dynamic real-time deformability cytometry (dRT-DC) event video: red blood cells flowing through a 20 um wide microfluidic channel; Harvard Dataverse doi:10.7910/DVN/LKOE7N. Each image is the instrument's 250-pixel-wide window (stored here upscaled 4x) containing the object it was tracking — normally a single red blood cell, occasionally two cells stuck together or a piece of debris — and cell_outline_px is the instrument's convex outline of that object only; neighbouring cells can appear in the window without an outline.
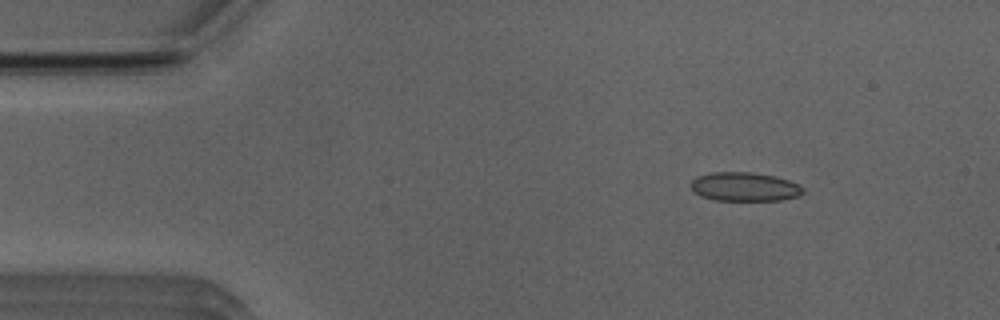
{"species": "Egyptian fruit bat (a non-hibernating species)", "species_latin": "Rousettus aegyptiacus", "temperature_condition": "room temperature", "stored_images_in_passage": 51, "camera_frame_rate_fps": 3000, "um_per_image_px": 0.085, "animal": {"sex": "male"}, "frame": {"image": 1, "passage_image": 6, "time_ms": 1.667, "image_size_px": [1000, 320], "cell_outline_px": [[804, 192], [800, 196], [780, 200], [716, 200], [700, 196], [688, 184], [696, 176], [712, 172], [752, 172], [776, 176], [788, 180], [804, 188]], "centroid_in_image_um": [63.28, 15.87], "position_along_channel_um": 21.7, "area_um2": 18.96}}
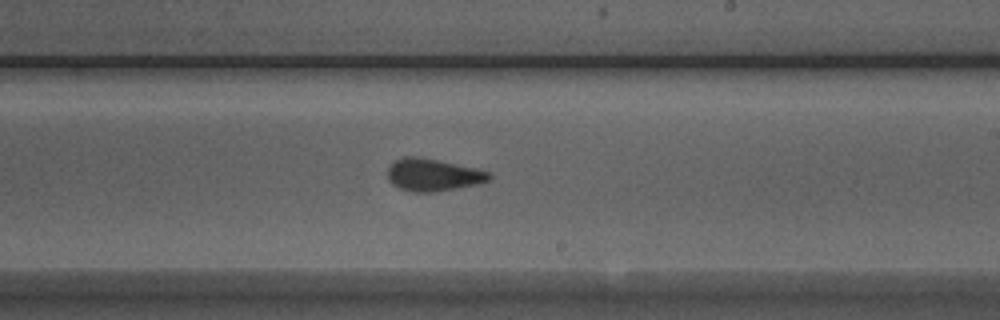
{"frame": {"image": 2, "passage_image": 29, "time_ms": 9.333, "image_size_px": [1000, 320], "cell_outline_px": [[492, 176], [488, 180], [476, 184], [432, 192], [408, 192], [392, 184], [388, 180], [388, 168], [392, 160], [404, 156], [412, 156], [436, 160], [476, 168], [488, 172]], "centroid_in_image_um": [36.73, 14.86], "position_along_channel_um": 252.3, "area_um2": 18.96}}
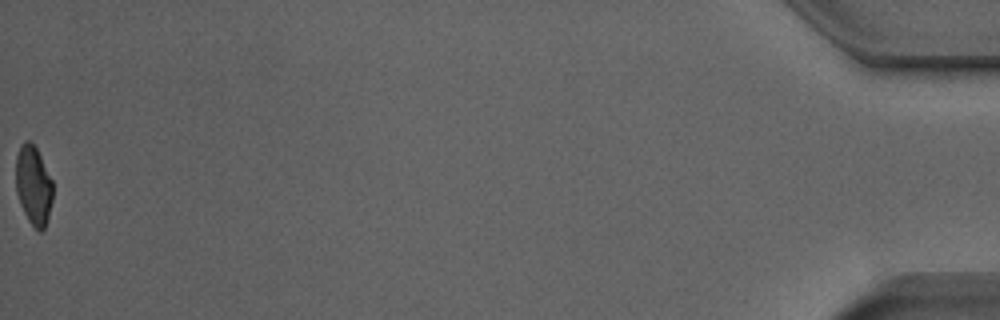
{"frame": {"image": 3, "passage_image": 51, "time_ms": 16.667, "image_size_px": [1000, 320], "cell_outline_px": [[52, 200], [48, 216], [44, 228], [40, 232], [28, 220], [20, 204], [16, 192], [16, 156], [20, 144], [24, 140], [28, 140], [36, 148], [52, 180]], "centroid_in_image_um": [2.82, 15.73], "position_along_channel_um": 432.4, "area_um2": 16.88}, "authors_computed_cell_mechanics": {"area_um2": 18.7272, "velocity_mm_per_s": 3.9449, "shape_relaxation_time_tau1_ms": 6.5643, "shape_relaxation_time_tau2_ms": 1.762, "deformation_change_tau1": 0.148, "deformation_change_tau2": 0.0619}}